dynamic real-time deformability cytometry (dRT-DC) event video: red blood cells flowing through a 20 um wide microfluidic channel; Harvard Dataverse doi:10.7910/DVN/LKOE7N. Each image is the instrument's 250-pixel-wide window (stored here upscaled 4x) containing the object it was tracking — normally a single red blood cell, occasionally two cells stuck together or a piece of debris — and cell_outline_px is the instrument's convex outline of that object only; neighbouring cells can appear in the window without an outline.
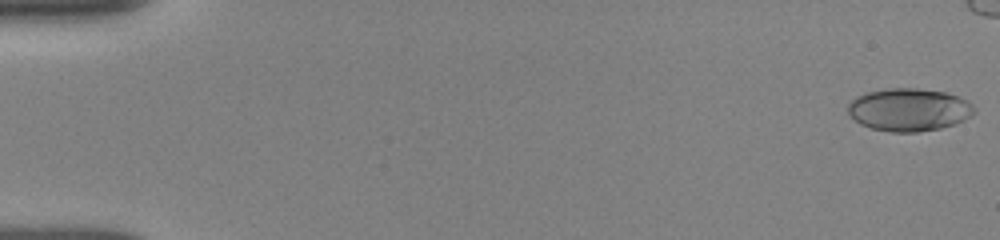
{"species": "human", "species_latin": "Homo sapiens", "temperature_condition": "room temperature", "stored_images_in_passage": 15, "camera_frame_rate_fps": 3000, "um_per_image_px": 0.085, "donor": {"sex": "female"}, "frame": {"image": 1, "passage_image": 1, "time_ms": 0.0, "image_size_px": [1000, 240], "cell_outline_px": [[976, 112], [952, 124], [940, 128], [916, 132], [892, 132], [872, 128], [860, 124], [848, 112], [848, 104], [856, 96], [864, 92], [888, 88], [916, 88], [944, 92], [968, 100], [976, 108]], "centroid_in_image_um": [77.24, 9.31], "position_along_channel_um": 7.8, "area_um2": 31.27}}
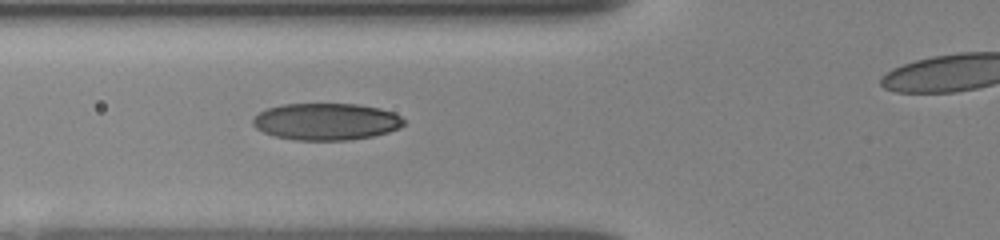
{"frame": {"image": 2, "passage_image": 13, "time_ms": 6.333, "image_size_px": [1000, 240], "cell_outline_px": [[404, 124], [400, 128], [388, 132], [372, 136], [348, 140], [296, 140], [276, 136], [264, 132], [256, 128], [252, 124], [252, 120], [260, 112], [268, 108], [280, 104], [356, 104], [380, 108], [392, 112], [400, 116], [404, 120]], "centroid_in_image_um": [27.73, 10.33], "position_along_channel_um": 98.1, "area_um2": 32.37}}
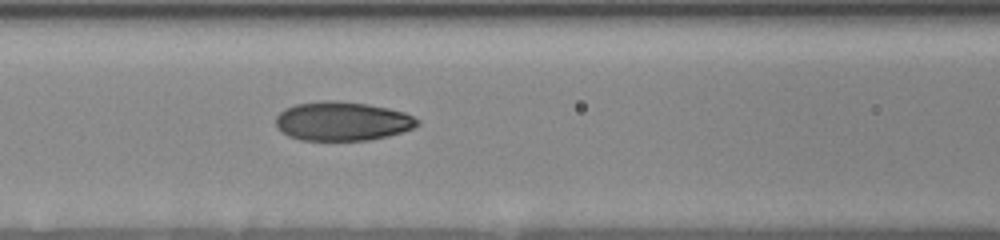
{"frame": {"image": 3, "passage_image": 15, "time_ms": 7.333, "image_size_px": [1000, 240], "cell_outline_px": [[420, 124], [412, 128], [388, 136], [368, 140], [300, 140], [288, 136], [280, 132], [276, 128], [276, 116], [284, 108], [296, 104], [320, 100], [336, 100], [368, 104], [388, 108], [404, 112], [420, 120]], "centroid_in_image_um": [29.05, 10.29], "position_along_channel_um": 137.5, "area_um2": 32.43}}